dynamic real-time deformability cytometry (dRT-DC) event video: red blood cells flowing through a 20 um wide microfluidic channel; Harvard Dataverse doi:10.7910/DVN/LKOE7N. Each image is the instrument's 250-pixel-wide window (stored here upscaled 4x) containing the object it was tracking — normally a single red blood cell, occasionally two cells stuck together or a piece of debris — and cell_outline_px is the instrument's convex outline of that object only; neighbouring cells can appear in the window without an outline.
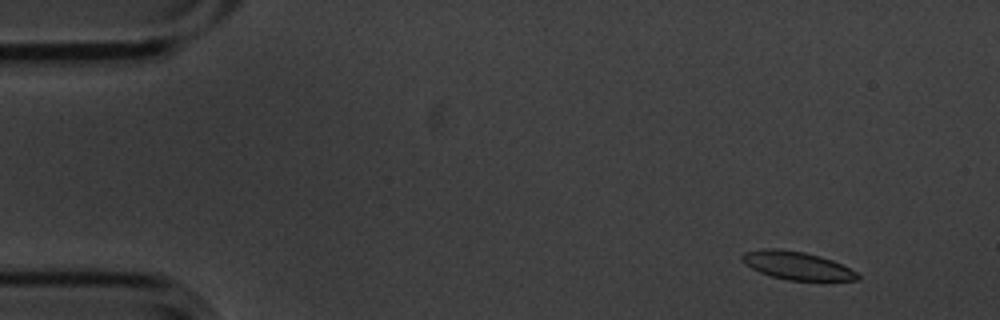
{"species": "common noctule bat (a hibernating species)", "species_latin": "Nyctalus noctula", "temperature_condition": "cold", "stored_images_in_passage": 4, "camera_frame_rate_fps": 3000, "um_per_image_px": 0.085, "animal": {"sex": "male", "body_mass_g": 20.1, "forearm_length_mm": 53.5}, "frame": {"image": 1, "passage_image": 2, "time_ms": 0.333, "image_size_px": [1000, 320], "cell_outline_px": [[860, 280], [788, 280], [772, 276], [760, 272], [744, 264], [740, 260], [740, 256], [744, 252], [764, 248], [780, 248], [804, 252], [820, 256], [832, 260], [856, 272], [860, 276]], "centroid_in_image_um": [67.68, 22.56], "position_along_channel_um": 17.3, "area_um2": 18.84}}
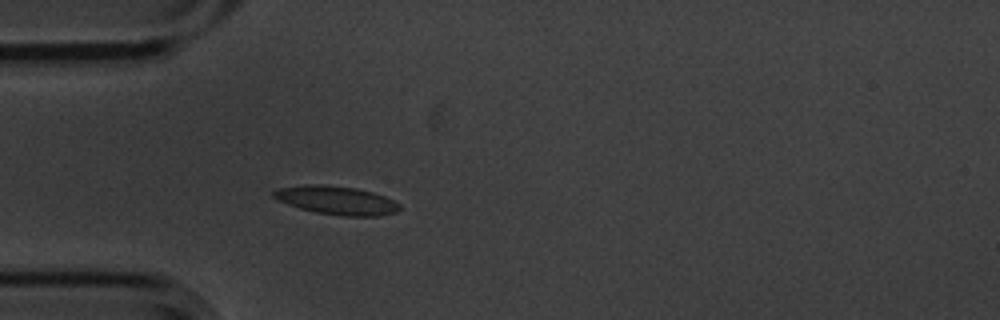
{"frame": {"image": 2, "passage_image": 4, "time_ms": 1.0, "image_size_px": [1000, 320], "cell_outline_px": [[400, 208], [396, 212], [380, 216], [344, 216], [316, 212], [300, 208], [288, 204], [272, 196], [272, 192], [280, 188], [304, 184], [320, 184], [356, 188], [372, 192], [384, 196], [400, 204]], "centroid_in_image_um": [28.62, 17.02], "position_along_channel_um": 56.4, "area_um2": 20.75}}